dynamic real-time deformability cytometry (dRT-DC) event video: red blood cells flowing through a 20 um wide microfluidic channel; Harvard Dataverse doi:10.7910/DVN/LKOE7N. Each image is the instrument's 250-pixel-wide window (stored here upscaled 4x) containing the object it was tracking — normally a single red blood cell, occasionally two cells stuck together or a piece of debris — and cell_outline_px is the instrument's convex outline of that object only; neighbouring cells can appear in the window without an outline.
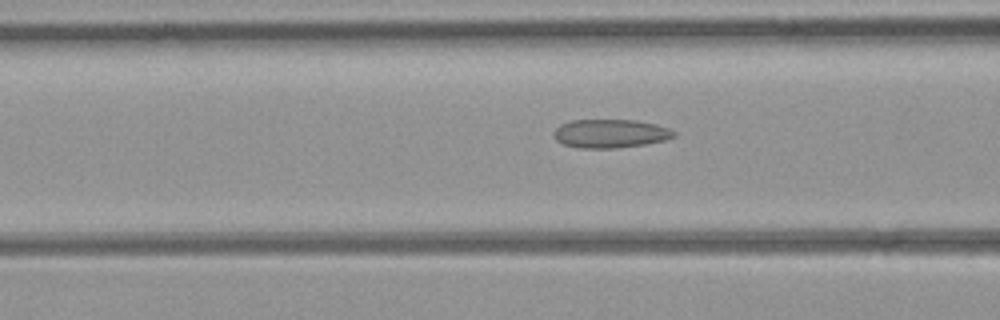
{"species": "common noctule bat (a hibernating species)", "species_latin": "Nyctalus noctula", "temperature_condition": "room temperature", "stored_images_in_passage": 43, "camera_frame_rate_fps": 3000, "um_per_image_px": 0.085, "animal": {"sex": "female", "body_mass_g": 21.9}, "frame": {"image": 1, "passage_image": 12, "time_ms": 3.667, "image_size_px": [1000, 320], "cell_outline_px": [[676, 136], [664, 140], [644, 144], [616, 148], [580, 148], [564, 144], [556, 140], [552, 136], [552, 132], [560, 124], [572, 120], [636, 120], [656, 124], [668, 128], [676, 132]], "centroid_in_image_um": [51.85, 11.35], "position_along_channel_um": 114.7, "area_um2": 20.06}}
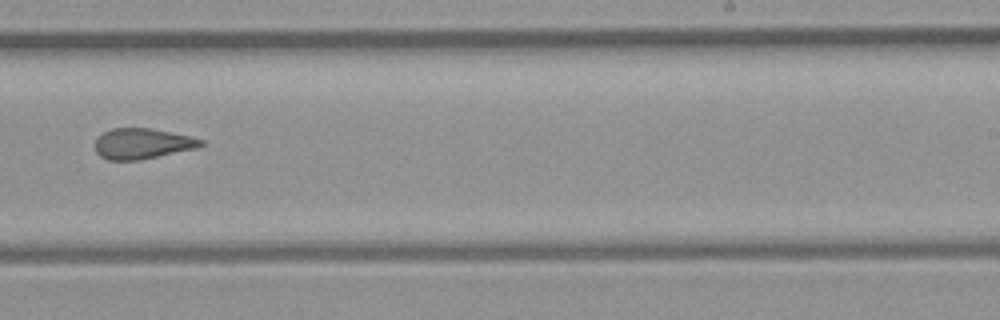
{"frame": {"image": 2, "passage_image": 24, "time_ms": 7.667, "image_size_px": [1000, 320], "cell_outline_px": [[208, 144], [196, 148], [140, 160], [108, 160], [100, 156], [96, 152], [96, 136], [112, 128], [148, 128], [192, 136], [204, 140]], "centroid_in_image_um": [12.12, 12.21], "position_along_channel_um": 276.9, "area_um2": 18.96}}
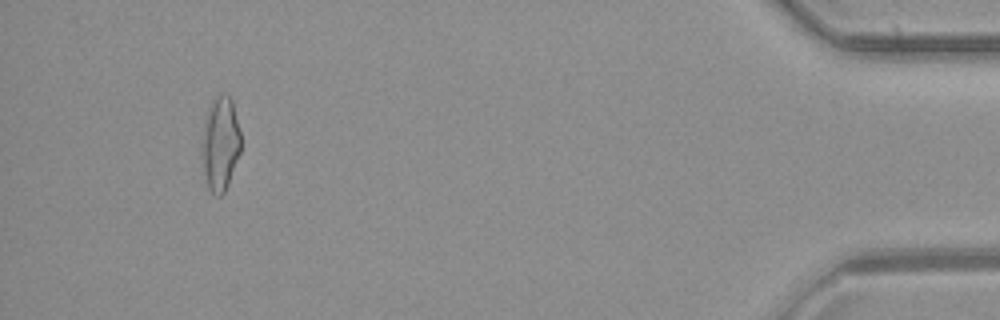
{"frame": {"image": 3, "passage_image": 40, "time_ms": 13.0, "image_size_px": [1000, 320], "cell_outline_px": [[240, 152], [228, 184], [224, 192], [220, 196], [216, 196], [208, 188], [204, 172], [200, 152], [208, 108], [212, 100], [216, 96], [228, 96], [232, 100], [240, 132]], "centroid_in_image_um": [18.72, 12.25], "position_along_channel_um": 416.5, "area_um2": 21.04}, "authors_computed_cell_mechanics": {"area_um2": 19.8254, "velocity_mm_per_s": 4.052, "shape_relaxation_time_tau1_ms": null, "shape_relaxation_time_tau2_ms": 2.48, "deformation_change_tau1": null, "deformation_change_tau2": 0.1165}}